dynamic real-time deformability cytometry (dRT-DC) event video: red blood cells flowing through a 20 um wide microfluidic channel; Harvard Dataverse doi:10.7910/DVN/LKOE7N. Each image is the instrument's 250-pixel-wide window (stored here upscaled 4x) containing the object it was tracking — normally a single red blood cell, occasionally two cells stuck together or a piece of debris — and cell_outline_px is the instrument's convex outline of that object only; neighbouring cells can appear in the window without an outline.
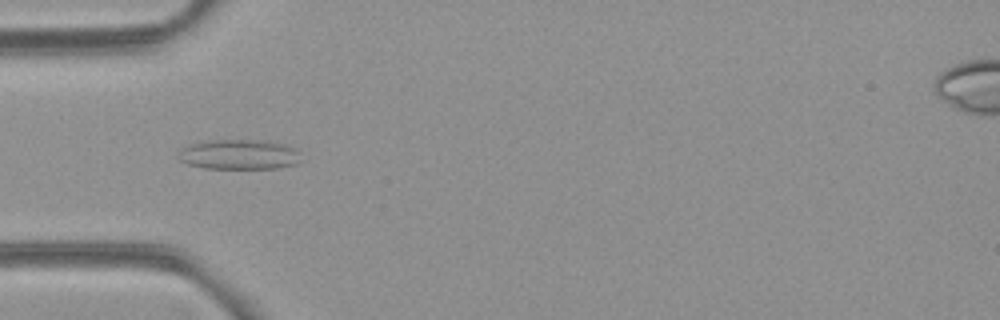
{"species": "common noctule bat (a hibernating species)", "species_latin": "Nyctalus noctula", "temperature_condition": "room temperature", "stored_images_in_passage": 6, "camera_frame_rate_fps": 3000, "um_per_image_px": 0.085, "animal": {"sex": "female", "body_mass_g": 21.9}, "frame": {"image": 1, "passage_image": 3, "time_ms": 2.333, "image_size_px": [1000, 320], "cell_outline_px": [[300, 152], [296, 164], [280, 168], [204, 168], [188, 164], [180, 160], [176, 156], [176, 152], [180, 148], [192, 144], [212, 140], [264, 140], [284, 144]], "centroid_in_image_um": [20.27, 13.13], "position_along_channel_um": 64.7, "area_um2": 21.39}}
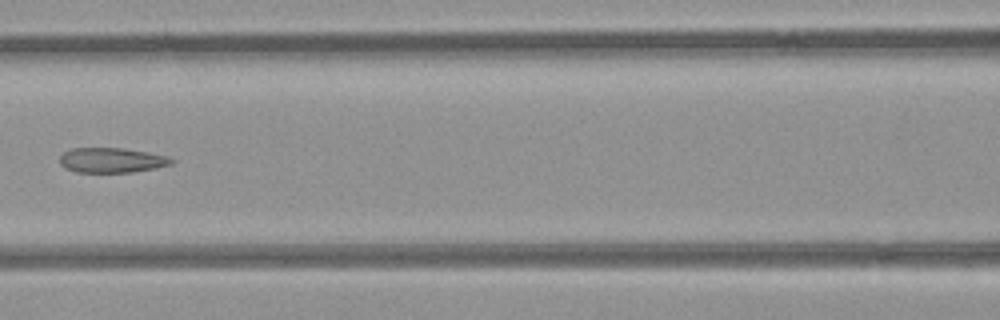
{"frame": {"image": 2, "passage_image": 5, "time_ms": 4.667, "image_size_px": [1000, 320], "cell_outline_px": [[176, 160], [172, 164], [156, 168], [132, 172], [76, 172], [64, 168], [60, 164], [60, 156], [64, 152], [72, 148], [124, 148], [148, 152], [168, 156]], "centroid_in_image_um": [9.51, 13.62], "position_along_channel_um": 157.1, "area_um2": 16.36}}
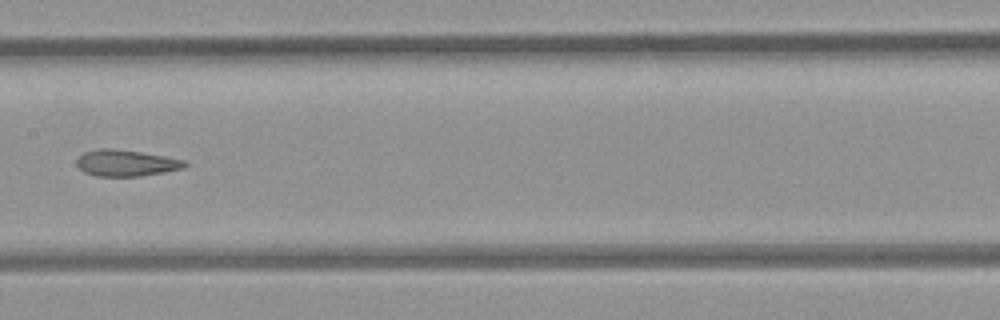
{"frame": {"image": 3, "passage_image": 6, "time_ms": 5.667, "image_size_px": [1000, 320], "cell_outline_px": [[188, 164], [184, 168], [164, 172], [140, 176], [96, 176], [84, 172], [76, 164], [76, 160], [84, 152], [100, 148], [112, 148], [140, 152], [164, 156], [184, 160]], "centroid_in_image_um": [10.7, 13.85], "position_along_channel_um": 196.7, "area_um2": 16.53}}